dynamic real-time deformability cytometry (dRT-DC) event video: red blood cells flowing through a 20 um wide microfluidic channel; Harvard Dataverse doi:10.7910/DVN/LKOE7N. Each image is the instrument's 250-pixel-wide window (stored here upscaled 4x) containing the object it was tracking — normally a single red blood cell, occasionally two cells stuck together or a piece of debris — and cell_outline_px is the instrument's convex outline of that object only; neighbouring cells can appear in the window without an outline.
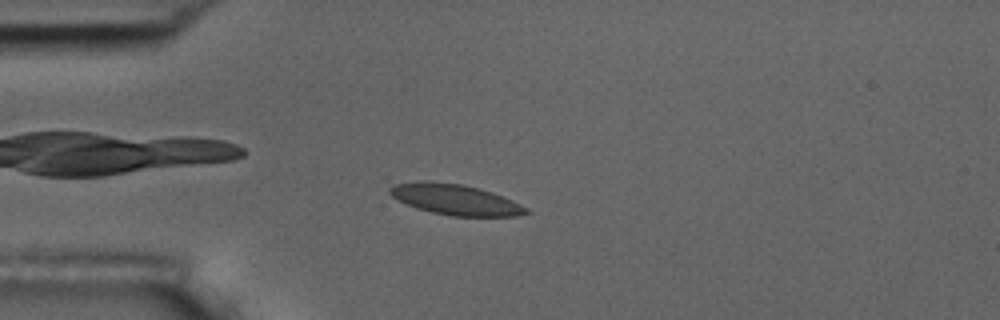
{"species": "common noctule bat (a hibernating species)", "species_latin": "Nyctalus noctula", "temperature_condition": "room temperature", "stored_images_in_passage": 5, "camera_frame_rate_fps": 3000, "um_per_image_px": 0.085, "animal": {"sex": "male", "body_mass_g": 17.5, "forearm_length_mm": 52.3}, "frame": {"image": 1, "passage_image": 3, "time_ms": 3.0, "image_size_px": [1000, 320], "cell_outline_px": [[532, 212], [516, 216], [452, 216], [432, 212], [416, 208], [392, 196], [388, 192], [388, 188], [396, 184], [424, 180], [428, 180], [460, 184], [480, 188], [492, 192], [512, 200], [528, 208]], "centroid_in_image_um": [38.72, 16.96], "position_along_channel_um": 46.3, "area_um2": 24.28}}
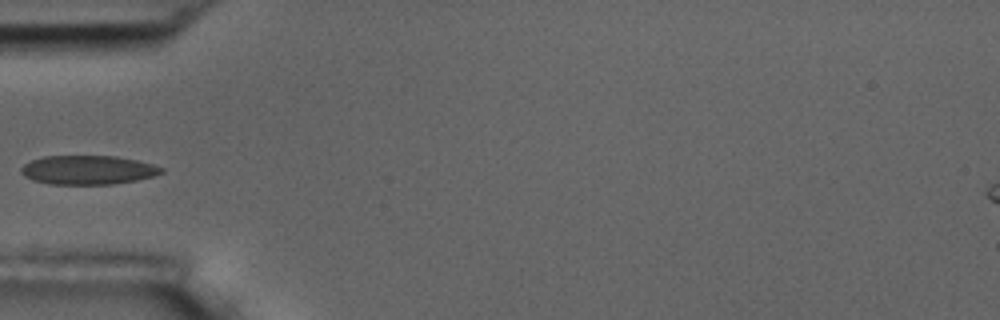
{"frame": {"image": 2, "passage_image": 4, "time_ms": 4.333, "image_size_px": [1000, 320], "cell_outline_px": [[164, 172], [156, 176], [136, 180], [112, 184], [48, 184], [32, 180], [24, 176], [20, 172], [20, 168], [24, 164], [32, 160], [44, 156], [116, 156], [136, 160], [152, 164], [164, 168]], "centroid_in_image_um": [7.47, 14.45], "position_along_channel_um": 77.5, "area_um2": 23.81}}